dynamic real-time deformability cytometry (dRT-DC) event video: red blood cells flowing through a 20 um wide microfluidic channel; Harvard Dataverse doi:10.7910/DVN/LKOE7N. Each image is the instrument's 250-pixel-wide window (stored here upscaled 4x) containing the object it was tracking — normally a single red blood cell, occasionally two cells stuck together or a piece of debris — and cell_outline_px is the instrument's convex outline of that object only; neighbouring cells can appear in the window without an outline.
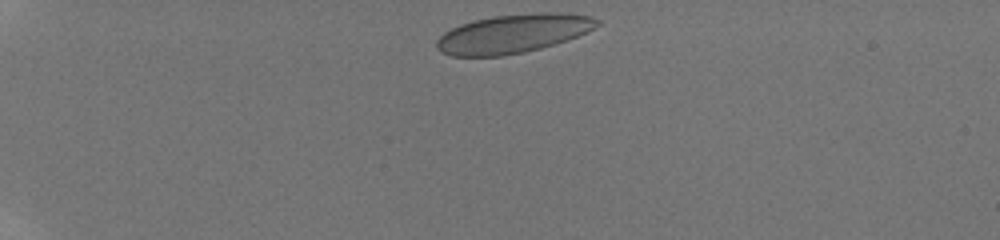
{"species": "human", "species_latin": "Homo sapiens", "temperature_condition": "room temperature", "stored_images_in_passage": 33, "camera_frame_rate_fps": 3000, "um_per_image_px": 0.085, "donor": {"sex": "male"}, "frame": {"image": 1, "passage_image": 1, "time_ms": 0.0, "image_size_px": [1000, 240], "cell_outline_px": [[600, 24], [576, 36], [540, 48], [524, 52], [504, 56], [452, 56], [440, 52], [436, 48], [436, 40], [444, 32], [460, 24], [492, 16], [540, 12], [552, 12], [588, 16], [600, 20]], "centroid_in_image_um": [43.54, 2.86], "position_along_channel_um": 41.5, "area_um2": 35.84}}
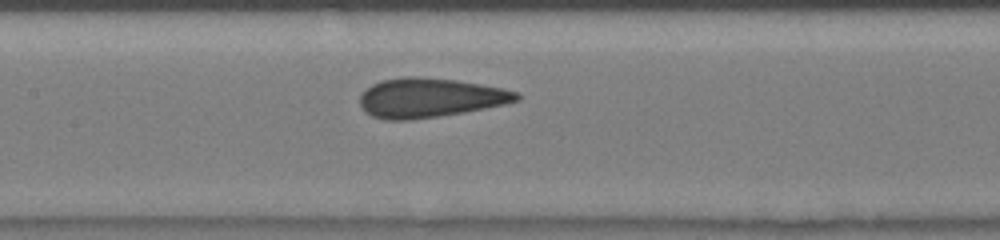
{"frame": {"image": 2, "passage_image": 12, "time_ms": 5.0, "image_size_px": [1000, 240], "cell_outline_px": [[520, 100], [504, 104], [464, 112], [412, 120], [384, 120], [372, 116], [364, 112], [360, 104], [360, 96], [372, 84], [384, 80], [404, 76], [416, 76], [456, 80], [504, 88], [516, 92], [520, 96]], "centroid_in_image_um": [36.52, 8.31], "position_along_channel_um": 170.9, "area_um2": 35.84}}
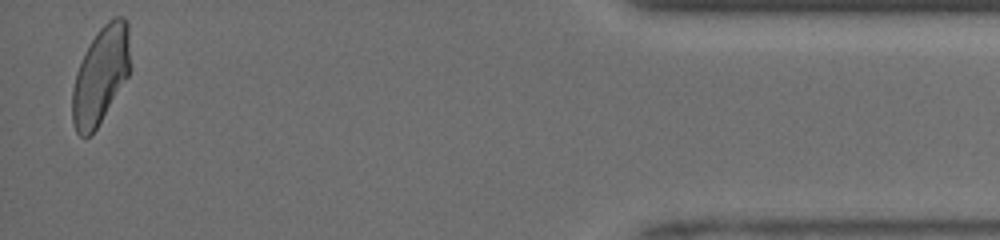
{"frame": {"image": 3, "passage_image": 32, "time_ms": 12.667, "image_size_px": [1000, 240], "cell_outline_px": [[128, 76], [96, 128], [88, 136], [80, 136], [76, 132], [72, 120], [72, 88], [76, 72], [84, 52], [88, 44], [96, 32], [108, 20], [116, 16], [124, 16], [128, 20]], "centroid_in_image_um": [8.52, 6.37], "position_along_channel_um": 426.7, "area_um2": 32.37}, "authors_computed_cell_mechanics": {"area_um2": 35.3736, "velocity_mm_per_s": 4.0817, "shape_relaxation_time_tau1_ms": 8.5839, "shape_relaxation_time_tau2_ms": 0.5612, "deformation_change_tau1": 0.1676, "deformation_change_tau2": 0.0723}}